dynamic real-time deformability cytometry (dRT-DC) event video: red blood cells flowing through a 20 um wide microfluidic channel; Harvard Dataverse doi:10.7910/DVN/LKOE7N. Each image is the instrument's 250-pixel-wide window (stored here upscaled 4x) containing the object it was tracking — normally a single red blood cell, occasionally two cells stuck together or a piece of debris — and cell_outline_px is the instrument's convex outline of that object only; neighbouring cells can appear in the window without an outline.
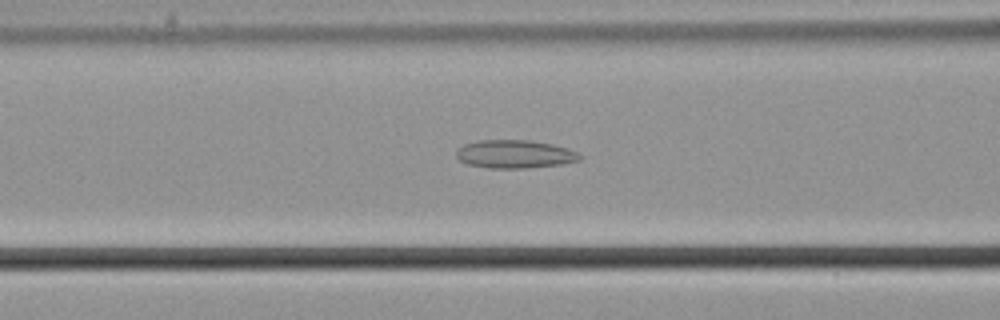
{"species": "common noctule bat (a hibernating species)", "species_latin": "Nyctalus noctula", "temperature_condition": "cold", "stored_images_in_passage": 56, "camera_frame_rate_fps": 3000, "um_per_image_px": 0.085, "animal": {"sex": "male", "body_mass_g": 21.5, "forearm_length_mm": 52.0}, "frame": {"image": 1, "passage_image": 23, "time_ms": 7.333, "image_size_px": [1000, 320], "cell_outline_px": [[584, 156], [580, 160], [560, 164], [524, 168], [488, 168], [468, 164], [460, 160], [456, 156], [456, 152], [464, 144], [476, 140], [532, 140], [552, 144], [568, 148]], "centroid_in_image_um": [43.77, 13.09], "position_along_channel_um": 122.8, "area_um2": 20.29}}
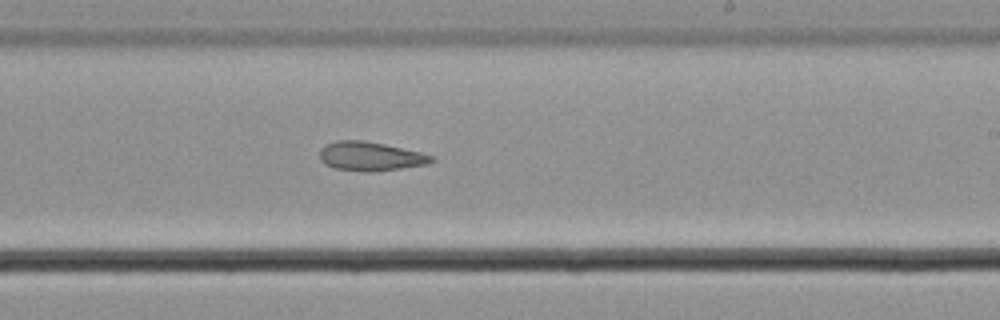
{"frame": {"image": 2, "passage_image": 34, "time_ms": 11.0, "image_size_px": [1000, 320], "cell_outline_px": [[436, 160], [428, 164], [372, 172], [368, 172], [332, 168], [324, 164], [320, 160], [320, 148], [324, 144], [336, 140], [364, 140], [384, 144], [420, 152], [436, 156]], "centroid_in_image_um": [31.46, 13.28], "position_along_channel_um": 257.5, "area_um2": 19.13}}
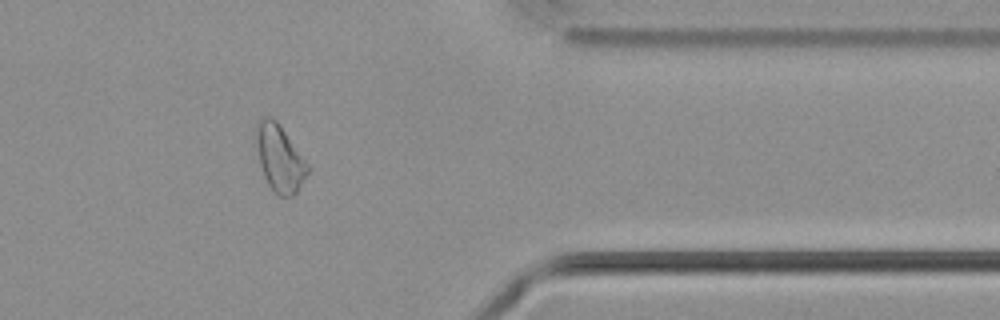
{"frame": {"image": 3, "passage_image": 46, "time_ms": 15.0, "image_size_px": [1000, 320], "cell_outline_px": [[312, 168], [296, 192], [292, 196], [280, 196], [272, 192], [264, 176], [260, 164], [256, 140], [256, 124], [260, 116], [272, 116], [280, 124]], "centroid_in_image_um": [23.79, 13.42], "position_along_channel_um": 387.6, "area_um2": 20.35}, "authors_computed_cell_mechanics": {"area_um2": 21.4727, "velocity_mm_per_s": 3.6768, "shape_relaxation_time_tau1_ms": null, "shape_relaxation_time_tau2_ms": 3.6583, "deformation_change_tau1": null, "deformation_change_tau2": 0.1155}}